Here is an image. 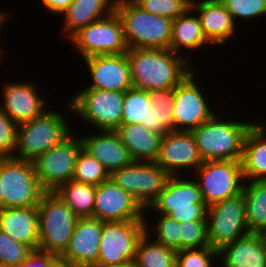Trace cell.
<instances>
[{
  "label": "cell",
  "mask_w": 266,
  "mask_h": 267,
  "mask_svg": "<svg viewBox=\"0 0 266 267\" xmlns=\"http://www.w3.org/2000/svg\"><path fill=\"white\" fill-rule=\"evenodd\" d=\"M126 54L132 86L148 92L175 88L195 70L185 52L179 55L170 49L131 48Z\"/></svg>",
  "instance_id": "obj_1"
},
{
  "label": "cell",
  "mask_w": 266,
  "mask_h": 267,
  "mask_svg": "<svg viewBox=\"0 0 266 267\" xmlns=\"http://www.w3.org/2000/svg\"><path fill=\"white\" fill-rule=\"evenodd\" d=\"M215 113L208 121L192 131L202 161H241L243 145L251 121L224 120Z\"/></svg>",
  "instance_id": "obj_2"
},
{
  "label": "cell",
  "mask_w": 266,
  "mask_h": 267,
  "mask_svg": "<svg viewBox=\"0 0 266 267\" xmlns=\"http://www.w3.org/2000/svg\"><path fill=\"white\" fill-rule=\"evenodd\" d=\"M129 49H169L173 20L149 13L133 0L115 2Z\"/></svg>",
  "instance_id": "obj_3"
},
{
  "label": "cell",
  "mask_w": 266,
  "mask_h": 267,
  "mask_svg": "<svg viewBox=\"0 0 266 267\" xmlns=\"http://www.w3.org/2000/svg\"><path fill=\"white\" fill-rule=\"evenodd\" d=\"M62 111L48 109L32 121L18 125L13 158L33 161L61 143L73 131ZM17 154V155H16Z\"/></svg>",
  "instance_id": "obj_4"
},
{
  "label": "cell",
  "mask_w": 266,
  "mask_h": 267,
  "mask_svg": "<svg viewBox=\"0 0 266 267\" xmlns=\"http://www.w3.org/2000/svg\"><path fill=\"white\" fill-rule=\"evenodd\" d=\"M191 176H170L156 200L145 209V217L148 212H153L168 215L179 222L207 221L208 206L202 200L198 182L192 179V173Z\"/></svg>",
  "instance_id": "obj_5"
},
{
  "label": "cell",
  "mask_w": 266,
  "mask_h": 267,
  "mask_svg": "<svg viewBox=\"0 0 266 267\" xmlns=\"http://www.w3.org/2000/svg\"><path fill=\"white\" fill-rule=\"evenodd\" d=\"M67 101L65 107L87 125L100 130L115 131L121 125L124 93L82 88Z\"/></svg>",
  "instance_id": "obj_6"
},
{
  "label": "cell",
  "mask_w": 266,
  "mask_h": 267,
  "mask_svg": "<svg viewBox=\"0 0 266 267\" xmlns=\"http://www.w3.org/2000/svg\"><path fill=\"white\" fill-rule=\"evenodd\" d=\"M39 214V247L62 255L68 247L78 217L56 192H44L37 205Z\"/></svg>",
  "instance_id": "obj_7"
},
{
  "label": "cell",
  "mask_w": 266,
  "mask_h": 267,
  "mask_svg": "<svg viewBox=\"0 0 266 267\" xmlns=\"http://www.w3.org/2000/svg\"><path fill=\"white\" fill-rule=\"evenodd\" d=\"M0 183L4 208L37 207L45 192L32 161L13 157L0 158Z\"/></svg>",
  "instance_id": "obj_8"
},
{
  "label": "cell",
  "mask_w": 266,
  "mask_h": 267,
  "mask_svg": "<svg viewBox=\"0 0 266 267\" xmlns=\"http://www.w3.org/2000/svg\"><path fill=\"white\" fill-rule=\"evenodd\" d=\"M69 42L82 60L95 55L124 54L129 49L122 22L115 11L81 28Z\"/></svg>",
  "instance_id": "obj_9"
},
{
  "label": "cell",
  "mask_w": 266,
  "mask_h": 267,
  "mask_svg": "<svg viewBox=\"0 0 266 267\" xmlns=\"http://www.w3.org/2000/svg\"><path fill=\"white\" fill-rule=\"evenodd\" d=\"M79 135L72 132L61 143L32 161L38 182L45 192H55L62 184L73 179L76 159L83 148Z\"/></svg>",
  "instance_id": "obj_10"
},
{
  "label": "cell",
  "mask_w": 266,
  "mask_h": 267,
  "mask_svg": "<svg viewBox=\"0 0 266 267\" xmlns=\"http://www.w3.org/2000/svg\"><path fill=\"white\" fill-rule=\"evenodd\" d=\"M193 174L198 182L202 200L207 206L243 191L245 180L241 161H203Z\"/></svg>",
  "instance_id": "obj_11"
},
{
  "label": "cell",
  "mask_w": 266,
  "mask_h": 267,
  "mask_svg": "<svg viewBox=\"0 0 266 267\" xmlns=\"http://www.w3.org/2000/svg\"><path fill=\"white\" fill-rule=\"evenodd\" d=\"M207 231L210 246L220 250L224 245L248 234L243 191L207 208Z\"/></svg>",
  "instance_id": "obj_12"
},
{
  "label": "cell",
  "mask_w": 266,
  "mask_h": 267,
  "mask_svg": "<svg viewBox=\"0 0 266 267\" xmlns=\"http://www.w3.org/2000/svg\"><path fill=\"white\" fill-rule=\"evenodd\" d=\"M169 177L155 162L144 161H133L110 174V179L132 195L144 209L156 200Z\"/></svg>",
  "instance_id": "obj_13"
},
{
  "label": "cell",
  "mask_w": 266,
  "mask_h": 267,
  "mask_svg": "<svg viewBox=\"0 0 266 267\" xmlns=\"http://www.w3.org/2000/svg\"><path fill=\"white\" fill-rule=\"evenodd\" d=\"M145 232L144 220L102 222L97 262L133 264L138 242Z\"/></svg>",
  "instance_id": "obj_14"
},
{
  "label": "cell",
  "mask_w": 266,
  "mask_h": 267,
  "mask_svg": "<svg viewBox=\"0 0 266 267\" xmlns=\"http://www.w3.org/2000/svg\"><path fill=\"white\" fill-rule=\"evenodd\" d=\"M196 80L193 71L174 88L175 131L192 132L215 114Z\"/></svg>",
  "instance_id": "obj_15"
},
{
  "label": "cell",
  "mask_w": 266,
  "mask_h": 267,
  "mask_svg": "<svg viewBox=\"0 0 266 267\" xmlns=\"http://www.w3.org/2000/svg\"><path fill=\"white\" fill-rule=\"evenodd\" d=\"M202 162L192 132L173 131L162 136L155 163L170 176H182L185 170L195 172Z\"/></svg>",
  "instance_id": "obj_16"
},
{
  "label": "cell",
  "mask_w": 266,
  "mask_h": 267,
  "mask_svg": "<svg viewBox=\"0 0 266 267\" xmlns=\"http://www.w3.org/2000/svg\"><path fill=\"white\" fill-rule=\"evenodd\" d=\"M93 217L102 222L145 220V209L109 179L96 186Z\"/></svg>",
  "instance_id": "obj_17"
},
{
  "label": "cell",
  "mask_w": 266,
  "mask_h": 267,
  "mask_svg": "<svg viewBox=\"0 0 266 267\" xmlns=\"http://www.w3.org/2000/svg\"><path fill=\"white\" fill-rule=\"evenodd\" d=\"M2 83L0 109L17 125L32 121L47 110L46 98L38 93L40 88L33 81Z\"/></svg>",
  "instance_id": "obj_18"
},
{
  "label": "cell",
  "mask_w": 266,
  "mask_h": 267,
  "mask_svg": "<svg viewBox=\"0 0 266 267\" xmlns=\"http://www.w3.org/2000/svg\"><path fill=\"white\" fill-rule=\"evenodd\" d=\"M88 69L91 84L83 88L125 93L132 88L127 54L95 55L82 60Z\"/></svg>",
  "instance_id": "obj_19"
},
{
  "label": "cell",
  "mask_w": 266,
  "mask_h": 267,
  "mask_svg": "<svg viewBox=\"0 0 266 267\" xmlns=\"http://www.w3.org/2000/svg\"><path fill=\"white\" fill-rule=\"evenodd\" d=\"M101 234L102 221L94 217L79 218L61 256L79 267L97 263Z\"/></svg>",
  "instance_id": "obj_20"
},
{
  "label": "cell",
  "mask_w": 266,
  "mask_h": 267,
  "mask_svg": "<svg viewBox=\"0 0 266 267\" xmlns=\"http://www.w3.org/2000/svg\"><path fill=\"white\" fill-rule=\"evenodd\" d=\"M99 132L85 136L81 134L80 137L83 149L97 159L109 174L133 162L128 148L115 131L100 130Z\"/></svg>",
  "instance_id": "obj_21"
},
{
  "label": "cell",
  "mask_w": 266,
  "mask_h": 267,
  "mask_svg": "<svg viewBox=\"0 0 266 267\" xmlns=\"http://www.w3.org/2000/svg\"><path fill=\"white\" fill-rule=\"evenodd\" d=\"M191 8L199 17L203 33L211 45L222 47L238 32V23L219 0H197Z\"/></svg>",
  "instance_id": "obj_22"
},
{
  "label": "cell",
  "mask_w": 266,
  "mask_h": 267,
  "mask_svg": "<svg viewBox=\"0 0 266 267\" xmlns=\"http://www.w3.org/2000/svg\"><path fill=\"white\" fill-rule=\"evenodd\" d=\"M218 259L221 267H266V235L250 233L228 243L218 250Z\"/></svg>",
  "instance_id": "obj_23"
},
{
  "label": "cell",
  "mask_w": 266,
  "mask_h": 267,
  "mask_svg": "<svg viewBox=\"0 0 266 267\" xmlns=\"http://www.w3.org/2000/svg\"><path fill=\"white\" fill-rule=\"evenodd\" d=\"M39 214L37 207L3 208L0 230L32 250L39 247Z\"/></svg>",
  "instance_id": "obj_24"
},
{
  "label": "cell",
  "mask_w": 266,
  "mask_h": 267,
  "mask_svg": "<svg viewBox=\"0 0 266 267\" xmlns=\"http://www.w3.org/2000/svg\"><path fill=\"white\" fill-rule=\"evenodd\" d=\"M245 181H266V122H255L249 129L241 159Z\"/></svg>",
  "instance_id": "obj_25"
},
{
  "label": "cell",
  "mask_w": 266,
  "mask_h": 267,
  "mask_svg": "<svg viewBox=\"0 0 266 267\" xmlns=\"http://www.w3.org/2000/svg\"><path fill=\"white\" fill-rule=\"evenodd\" d=\"M113 11L114 0H73L61 14L64 17L61 32H64L69 40L81 28L110 15Z\"/></svg>",
  "instance_id": "obj_26"
},
{
  "label": "cell",
  "mask_w": 266,
  "mask_h": 267,
  "mask_svg": "<svg viewBox=\"0 0 266 267\" xmlns=\"http://www.w3.org/2000/svg\"><path fill=\"white\" fill-rule=\"evenodd\" d=\"M115 132L128 148L133 161L155 162L162 136L142 124H121Z\"/></svg>",
  "instance_id": "obj_27"
},
{
  "label": "cell",
  "mask_w": 266,
  "mask_h": 267,
  "mask_svg": "<svg viewBox=\"0 0 266 267\" xmlns=\"http://www.w3.org/2000/svg\"><path fill=\"white\" fill-rule=\"evenodd\" d=\"M208 44L211 43L204 35L199 17L192 8L173 20L169 49L174 53L181 55L187 50L203 49Z\"/></svg>",
  "instance_id": "obj_28"
},
{
  "label": "cell",
  "mask_w": 266,
  "mask_h": 267,
  "mask_svg": "<svg viewBox=\"0 0 266 267\" xmlns=\"http://www.w3.org/2000/svg\"><path fill=\"white\" fill-rule=\"evenodd\" d=\"M151 107L146 115V123H141L152 132L164 136L175 131L173 120L174 88L150 92Z\"/></svg>",
  "instance_id": "obj_29"
},
{
  "label": "cell",
  "mask_w": 266,
  "mask_h": 267,
  "mask_svg": "<svg viewBox=\"0 0 266 267\" xmlns=\"http://www.w3.org/2000/svg\"><path fill=\"white\" fill-rule=\"evenodd\" d=\"M243 193L249 232L266 235V181H245Z\"/></svg>",
  "instance_id": "obj_30"
},
{
  "label": "cell",
  "mask_w": 266,
  "mask_h": 267,
  "mask_svg": "<svg viewBox=\"0 0 266 267\" xmlns=\"http://www.w3.org/2000/svg\"><path fill=\"white\" fill-rule=\"evenodd\" d=\"M55 192L78 218L93 217L96 186L70 180Z\"/></svg>",
  "instance_id": "obj_31"
},
{
  "label": "cell",
  "mask_w": 266,
  "mask_h": 267,
  "mask_svg": "<svg viewBox=\"0 0 266 267\" xmlns=\"http://www.w3.org/2000/svg\"><path fill=\"white\" fill-rule=\"evenodd\" d=\"M177 251L154 241L147 233L136 248L132 267H176Z\"/></svg>",
  "instance_id": "obj_32"
},
{
  "label": "cell",
  "mask_w": 266,
  "mask_h": 267,
  "mask_svg": "<svg viewBox=\"0 0 266 267\" xmlns=\"http://www.w3.org/2000/svg\"><path fill=\"white\" fill-rule=\"evenodd\" d=\"M151 107L150 92L130 88L124 93L121 124L146 123V115Z\"/></svg>",
  "instance_id": "obj_33"
},
{
  "label": "cell",
  "mask_w": 266,
  "mask_h": 267,
  "mask_svg": "<svg viewBox=\"0 0 266 267\" xmlns=\"http://www.w3.org/2000/svg\"><path fill=\"white\" fill-rule=\"evenodd\" d=\"M157 215L159 217L156 218V222L153 223L155 226L153 224L150 225V221L148 219L146 220L147 217H145V233L152 237L157 243L175 251H180V222L165 214ZM150 226H152V228H150Z\"/></svg>",
  "instance_id": "obj_34"
},
{
  "label": "cell",
  "mask_w": 266,
  "mask_h": 267,
  "mask_svg": "<svg viewBox=\"0 0 266 267\" xmlns=\"http://www.w3.org/2000/svg\"><path fill=\"white\" fill-rule=\"evenodd\" d=\"M110 179L105 167L83 148L78 153L73 181L98 186Z\"/></svg>",
  "instance_id": "obj_35"
},
{
  "label": "cell",
  "mask_w": 266,
  "mask_h": 267,
  "mask_svg": "<svg viewBox=\"0 0 266 267\" xmlns=\"http://www.w3.org/2000/svg\"><path fill=\"white\" fill-rule=\"evenodd\" d=\"M210 246L207 221L180 222V250Z\"/></svg>",
  "instance_id": "obj_36"
},
{
  "label": "cell",
  "mask_w": 266,
  "mask_h": 267,
  "mask_svg": "<svg viewBox=\"0 0 266 267\" xmlns=\"http://www.w3.org/2000/svg\"><path fill=\"white\" fill-rule=\"evenodd\" d=\"M233 17L234 22L238 19L254 20L265 17L266 0H219ZM238 18V19H237Z\"/></svg>",
  "instance_id": "obj_37"
},
{
  "label": "cell",
  "mask_w": 266,
  "mask_h": 267,
  "mask_svg": "<svg viewBox=\"0 0 266 267\" xmlns=\"http://www.w3.org/2000/svg\"><path fill=\"white\" fill-rule=\"evenodd\" d=\"M31 251L29 246L17 242L0 230V264L19 267Z\"/></svg>",
  "instance_id": "obj_38"
},
{
  "label": "cell",
  "mask_w": 266,
  "mask_h": 267,
  "mask_svg": "<svg viewBox=\"0 0 266 267\" xmlns=\"http://www.w3.org/2000/svg\"><path fill=\"white\" fill-rule=\"evenodd\" d=\"M218 250L211 246L177 251L176 267H214ZM213 261V262H212Z\"/></svg>",
  "instance_id": "obj_39"
},
{
  "label": "cell",
  "mask_w": 266,
  "mask_h": 267,
  "mask_svg": "<svg viewBox=\"0 0 266 267\" xmlns=\"http://www.w3.org/2000/svg\"><path fill=\"white\" fill-rule=\"evenodd\" d=\"M139 7L149 13L175 20L190 7L182 0H133Z\"/></svg>",
  "instance_id": "obj_40"
},
{
  "label": "cell",
  "mask_w": 266,
  "mask_h": 267,
  "mask_svg": "<svg viewBox=\"0 0 266 267\" xmlns=\"http://www.w3.org/2000/svg\"><path fill=\"white\" fill-rule=\"evenodd\" d=\"M18 125L0 109V158L12 157L16 148Z\"/></svg>",
  "instance_id": "obj_41"
},
{
  "label": "cell",
  "mask_w": 266,
  "mask_h": 267,
  "mask_svg": "<svg viewBox=\"0 0 266 267\" xmlns=\"http://www.w3.org/2000/svg\"><path fill=\"white\" fill-rule=\"evenodd\" d=\"M56 255L40 249H33L19 267H48Z\"/></svg>",
  "instance_id": "obj_42"
},
{
  "label": "cell",
  "mask_w": 266,
  "mask_h": 267,
  "mask_svg": "<svg viewBox=\"0 0 266 267\" xmlns=\"http://www.w3.org/2000/svg\"><path fill=\"white\" fill-rule=\"evenodd\" d=\"M73 0H41L42 6L46 8L47 13H54V15H61L72 3Z\"/></svg>",
  "instance_id": "obj_43"
},
{
  "label": "cell",
  "mask_w": 266,
  "mask_h": 267,
  "mask_svg": "<svg viewBox=\"0 0 266 267\" xmlns=\"http://www.w3.org/2000/svg\"><path fill=\"white\" fill-rule=\"evenodd\" d=\"M48 267H79L75 263H72L68 259H65L61 255L55 256Z\"/></svg>",
  "instance_id": "obj_44"
},
{
  "label": "cell",
  "mask_w": 266,
  "mask_h": 267,
  "mask_svg": "<svg viewBox=\"0 0 266 267\" xmlns=\"http://www.w3.org/2000/svg\"><path fill=\"white\" fill-rule=\"evenodd\" d=\"M9 14H8V12H5V10L2 11L0 9V33L2 31L1 28L4 29L3 28V26L5 25L4 23H7L6 22V21H8L7 19H9V17L12 16L11 13H9ZM0 45H2V44L0 43ZM4 54H5L4 53V49H3V46H2V48L0 47V61H1L2 57L4 56Z\"/></svg>",
  "instance_id": "obj_45"
},
{
  "label": "cell",
  "mask_w": 266,
  "mask_h": 267,
  "mask_svg": "<svg viewBox=\"0 0 266 267\" xmlns=\"http://www.w3.org/2000/svg\"><path fill=\"white\" fill-rule=\"evenodd\" d=\"M88 267H132V264H123V265H113V264H104V263H95L89 265Z\"/></svg>",
  "instance_id": "obj_46"
},
{
  "label": "cell",
  "mask_w": 266,
  "mask_h": 267,
  "mask_svg": "<svg viewBox=\"0 0 266 267\" xmlns=\"http://www.w3.org/2000/svg\"><path fill=\"white\" fill-rule=\"evenodd\" d=\"M4 208V199H3V193H2V188H1V183H0V210Z\"/></svg>",
  "instance_id": "obj_47"
},
{
  "label": "cell",
  "mask_w": 266,
  "mask_h": 267,
  "mask_svg": "<svg viewBox=\"0 0 266 267\" xmlns=\"http://www.w3.org/2000/svg\"><path fill=\"white\" fill-rule=\"evenodd\" d=\"M184 1L190 8L193 6V4L197 1V0H182Z\"/></svg>",
  "instance_id": "obj_48"
},
{
  "label": "cell",
  "mask_w": 266,
  "mask_h": 267,
  "mask_svg": "<svg viewBox=\"0 0 266 267\" xmlns=\"http://www.w3.org/2000/svg\"><path fill=\"white\" fill-rule=\"evenodd\" d=\"M0 267H8V266H5L4 264H0Z\"/></svg>",
  "instance_id": "obj_49"
}]
</instances>
